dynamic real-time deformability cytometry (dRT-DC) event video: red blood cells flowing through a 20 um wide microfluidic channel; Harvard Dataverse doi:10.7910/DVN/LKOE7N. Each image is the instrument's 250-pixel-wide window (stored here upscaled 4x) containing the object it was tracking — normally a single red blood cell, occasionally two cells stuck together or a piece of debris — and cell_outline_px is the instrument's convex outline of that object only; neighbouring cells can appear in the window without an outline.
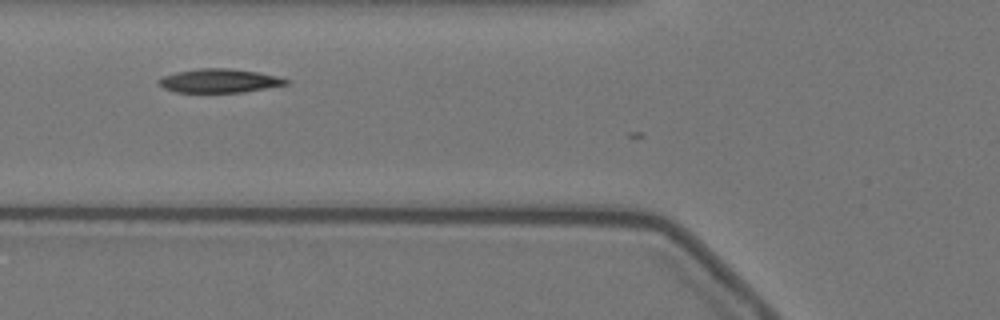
{"species": "Egyptian fruit bat (a non-hibernating species)", "species_latin": "Rousettus aegyptiacus", "temperature_condition": "warm", "stored_images_in_passage": 4, "camera_frame_rate_fps": 3000, "um_per_image_px": 0.085, "animal": {"sex": "female"}, "frame": {"image": 1, "passage_image": 2, "time_ms": 0.333, "image_size_px": [1000, 320], "cell_outline_px": [[288, 84], [244, 92], [176, 92], [164, 88], [156, 80], [164, 76], [176, 72], [200, 68], [228, 68], [256, 72], [276, 76], [288, 80]], "centroid_in_image_um": [18.62, 6.86], "position_along_channel_um": 107.2, "area_um2": 17.4}}